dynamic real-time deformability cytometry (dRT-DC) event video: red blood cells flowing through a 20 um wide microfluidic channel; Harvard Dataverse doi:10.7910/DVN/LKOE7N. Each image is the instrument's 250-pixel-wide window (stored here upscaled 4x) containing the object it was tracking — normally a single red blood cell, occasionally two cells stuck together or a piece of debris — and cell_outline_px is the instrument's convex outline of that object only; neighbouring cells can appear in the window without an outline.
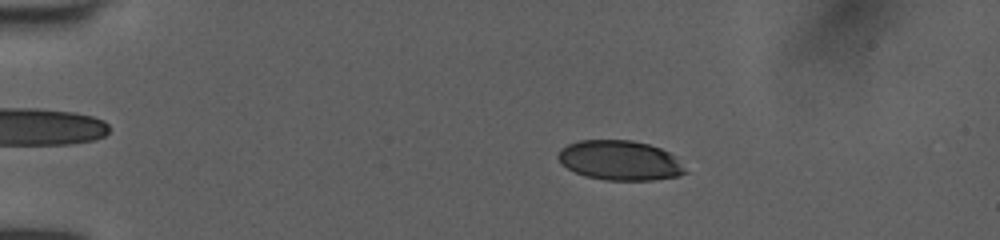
{"species": "human", "species_latin": "Homo sapiens", "temperature_condition": "room temperature", "stored_images_in_passage": 49, "camera_frame_rate_fps": 3000, "um_per_image_px": 0.085, "donor": {"sex": "female"}, "frame": {"image": 1, "passage_image": 8, "time_ms": 2.333, "image_size_px": [1000, 240], "cell_outline_px": [[688, 172], [680, 176], [652, 180], [604, 180], [584, 176], [560, 164], [556, 156], [560, 148], [568, 144], [580, 140], [632, 140], [648, 144], [660, 148], [668, 152]], "centroid_in_image_um": [52.63, 13.64], "position_along_channel_um": 32.4, "area_um2": 29.42}}
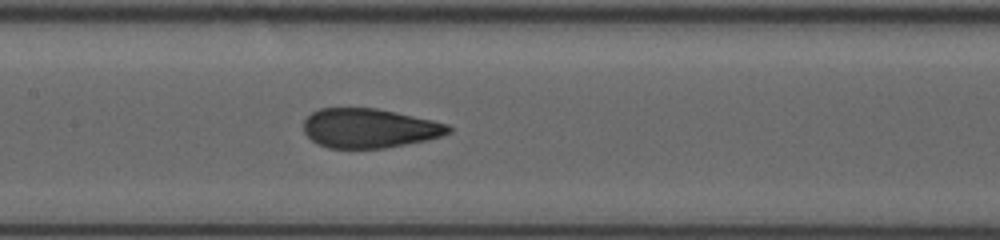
{"frame": {"image": 2, "passage_image": 24, "time_ms": 7.667, "image_size_px": [1000, 240], "cell_outline_px": [[452, 132], [440, 136], [424, 140], [384, 148], [328, 148], [312, 140], [304, 132], [304, 120], [312, 112], [320, 108], [376, 108], [396, 112], [432, 120], [448, 124], [452, 128]], "centroid_in_image_um": [31.38, 10.89], "position_along_channel_um": 176.0, "area_um2": 33.0}}
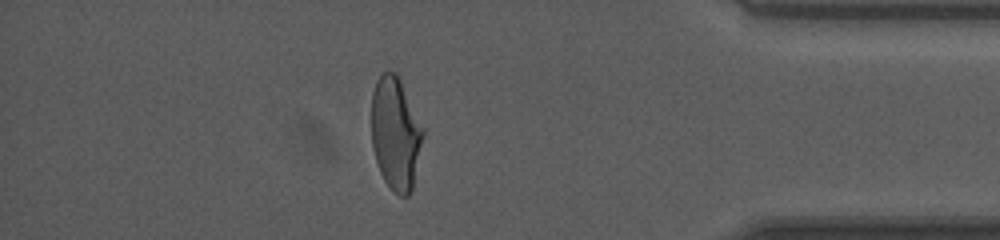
{"frame": {"image": 3, "passage_image": 43, "time_ms": 14.0, "image_size_px": [1000, 240], "cell_outline_px": [[424, 136], [412, 188], [408, 196], [400, 196], [384, 180], [380, 172], [376, 160], [372, 144], [372, 92], [376, 80], [384, 72], [396, 72], [424, 128]], "centroid_in_image_um": [33.63, 11.33], "position_along_channel_um": 401.6, "area_um2": 33.58}, "authors_computed_cell_mechanics": {"area_um2": 33.5818, "velocity_mm_per_s": 4.0426, "shape_relaxation_time_tau1_ms": 6.547, "shape_relaxation_time_tau2_ms": 0.7404, "deformation_change_tau1": 0.2343, "deformation_change_tau2": 0.0575}}